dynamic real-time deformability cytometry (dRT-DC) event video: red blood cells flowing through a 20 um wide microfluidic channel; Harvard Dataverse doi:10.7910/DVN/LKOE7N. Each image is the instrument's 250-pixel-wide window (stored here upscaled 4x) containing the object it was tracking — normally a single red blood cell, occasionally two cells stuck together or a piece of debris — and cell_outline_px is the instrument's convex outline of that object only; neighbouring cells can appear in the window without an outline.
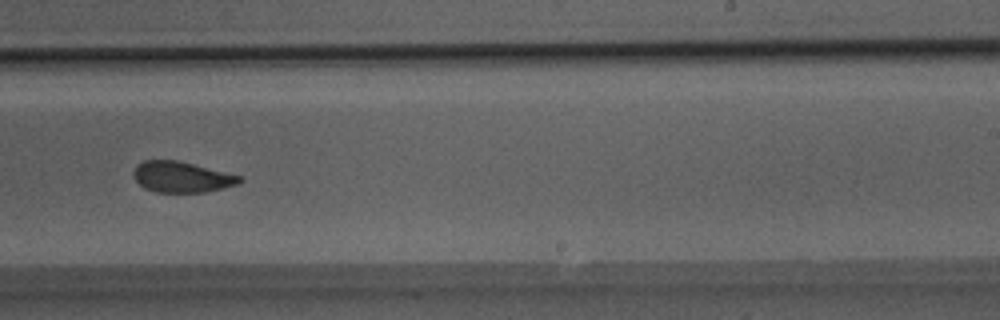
{"species": "Egyptian fruit bat (a non-hibernating species)", "species_latin": "Rousettus aegyptiacus", "temperature_condition": "room temperature", "stored_images_in_passage": 51, "camera_frame_rate_fps": 3000, "um_per_image_px": 0.085, "animal": {"sex": "male"}, "frame": {"image": 1, "passage_image": 32, "time_ms": 10.333, "image_size_px": [1000, 320], "cell_outline_px": [[244, 180], [240, 184], [224, 188], [204, 192], [156, 192], [144, 188], [136, 180], [132, 172], [136, 164], [144, 160], [176, 160], [240, 176]], "centroid_in_image_um": [15.42, 15.05], "position_along_channel_um": 273.6, "area_um2": 18.96}}
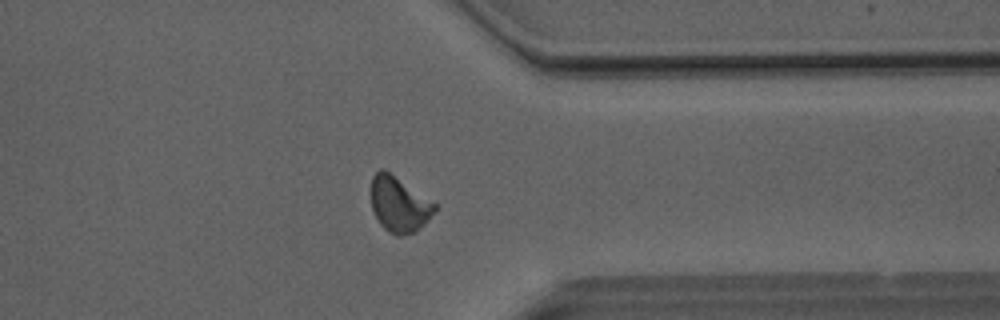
{"frame": {"image": 2, "passage_image": 40, "time_ms": 13.0, "image_size_px": [1000, 320], "cell_outline_px": [[436, 208], [424, 224], [416, 232], [400, 236], [396, 236], [388, 232], [380, 224], [372, 208], [372, 176], [380, 168], [384, 168], [436, 204]], "centroid_in_image_um": [33.9, 17.38], "position_along_channel_um": 377.5, "area_um2": 20.29}}
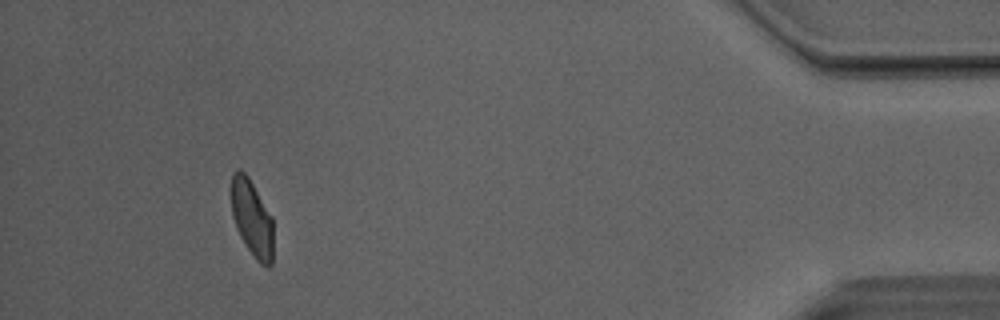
{"frame": {"image": 3, "passage_image": 47, "time_ms": 15.333, "image_size_px": [1000, 320], "cell_outline_px": [[272, 264], [268, 268], [260, 264], [256, 260], [244, 244], [236, 228], [232, 216], [232, 172], [236, 168], [240, 168], [248, 176], [272, 216]], "centroid_in_image_um": [21.41, 18.55], "position_along_channel_um": 413.8, "area_um2": 18.84}, "authors_computed_cell_mechanics": {"area_um2": 20.4034, "velocity_mm_per_s": 4.0821, "shape_relaxation_time_tau1_ms": 7.0981, "shape_relaxation_time_tau2_ms": 1.3748, "deformation_change_tau1": 0.1533, "deformation_change_tau2": 0.0695}}